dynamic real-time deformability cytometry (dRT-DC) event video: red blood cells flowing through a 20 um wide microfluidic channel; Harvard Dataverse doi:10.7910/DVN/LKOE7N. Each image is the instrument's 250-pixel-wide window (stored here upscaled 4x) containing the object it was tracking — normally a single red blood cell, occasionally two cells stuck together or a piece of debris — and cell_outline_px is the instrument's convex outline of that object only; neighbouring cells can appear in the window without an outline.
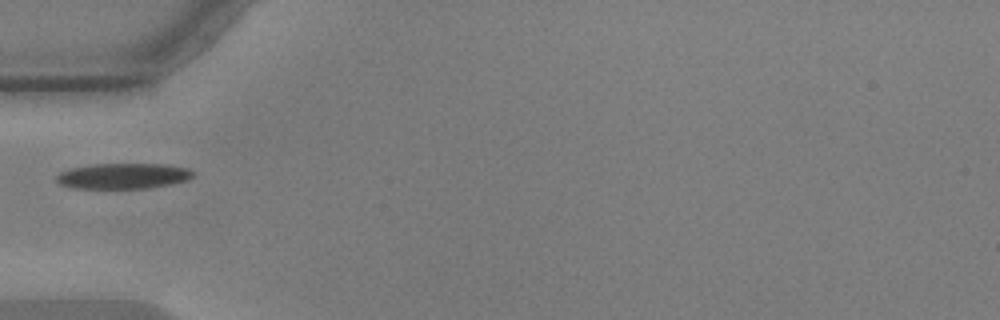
{"species": "common noctule bat (a hibernating species)", "species_latin": "Nyctalus noctula", "temperature_condition": "warm", "stored_images_in_passage": 39, "camera_frame_rate_fps": 3000, "um_per_image_px": 0.085, "animal": {"sex": "male", "body_mass_g": 17.9, "forearm_length_mm": 54.2}, "frame": {"image": 1, "passage_image": 1, "time_ms": 0.0, "image_size_px": [1000, 320], "cell_outline_px": [[196, 176], [188, 180], [172, 184], [148, 188], [72, 188], [60, 184], [56, 180], [56, 176], [60, 172], [72, 168], [92, 164], [164, 164], [188, 168], [196, 172]], "centroid_in_image_um": [10.53, 14.96], "position_along_channel_um": 74.5, "area_um2": 20.52}}
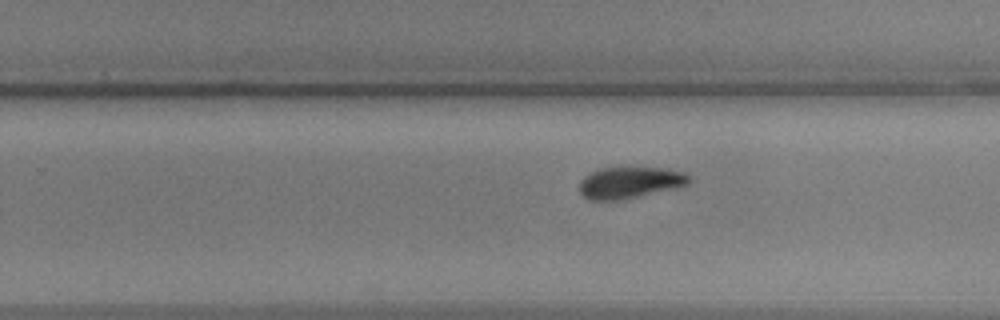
{"frame": {"image": 2, "passage_image": 18, "time_ms": 5.667, "image_size_px": [1000, 320], "cell_outline_px": [[692, 180], [688, 184], [676, 188], [616, 200], [588, 200], [580, 192], [580, 180], [584, 176], [600, 168], [664, 168], [684, 172]], "centroid_in_image_um": [53.53, 15.51], "position_along_channel_um": 276.3, "area_um2": 19.83}}
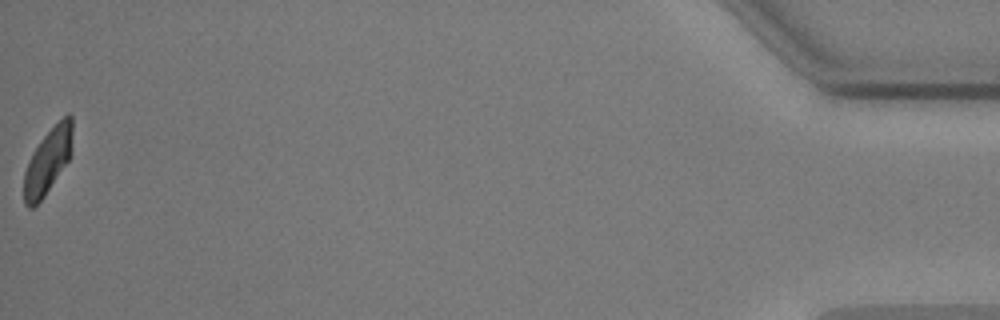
{"frame": {"image": 3, "passage_image": 39, "time_ms": 12.667, "image_size_px": [1000, 320], "cell_outline_px": [[72, 132], [68, 160], [44, 196], [32, 208], [28, 208], [24, 204], [24, 172], [28, 160], [32, 152], [40, 140], [68, 112], [72, 116]], "centroid_in_image_um": [4.02, 13.7], "position_along_channel_um": 431.2, "area_um2": 18.03}}